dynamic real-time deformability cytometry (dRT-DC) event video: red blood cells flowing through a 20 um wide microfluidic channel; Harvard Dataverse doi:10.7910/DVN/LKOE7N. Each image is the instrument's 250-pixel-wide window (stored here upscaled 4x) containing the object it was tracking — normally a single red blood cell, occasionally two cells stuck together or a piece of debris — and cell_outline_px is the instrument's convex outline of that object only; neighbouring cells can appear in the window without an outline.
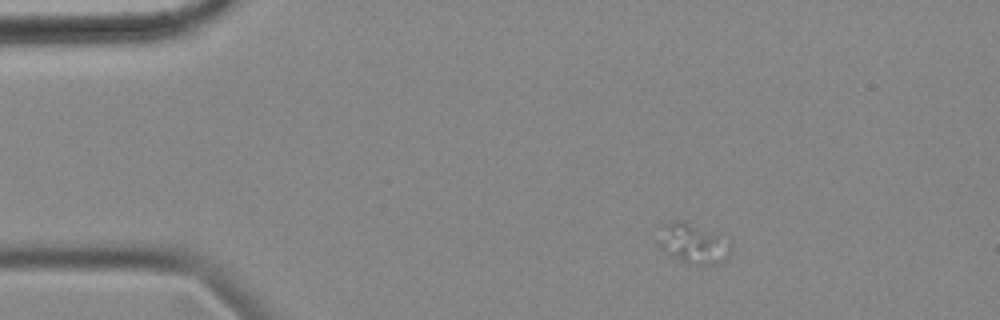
{"species": "common noctule bat (a hibernating species)", "species_latin": "Nyctalus noctula", "temperature_condition": "cold", "stored_images_in_passage": 9, "camera_frame_rate_fps": 3000, "um_per_image_px": 0.085, "animal": {"sex": "female", "body_mass_g": 18.4}, "frame": {"image": 1, "passage_image": 1, "time_ms": 0.0, "image_size_px": [1000, 320], "cell_outline_px": [[732, 252], [724, 260], [716, 264], [704, 264], [684, 260], [660, 248], [660, 244], [664, 224], [676, 220], [684, 220], [716, 236]], "centroid_in_image_um": [58.88, 20.69], "position_along_channel_um": 26.1, "area_um2": 15.09}}